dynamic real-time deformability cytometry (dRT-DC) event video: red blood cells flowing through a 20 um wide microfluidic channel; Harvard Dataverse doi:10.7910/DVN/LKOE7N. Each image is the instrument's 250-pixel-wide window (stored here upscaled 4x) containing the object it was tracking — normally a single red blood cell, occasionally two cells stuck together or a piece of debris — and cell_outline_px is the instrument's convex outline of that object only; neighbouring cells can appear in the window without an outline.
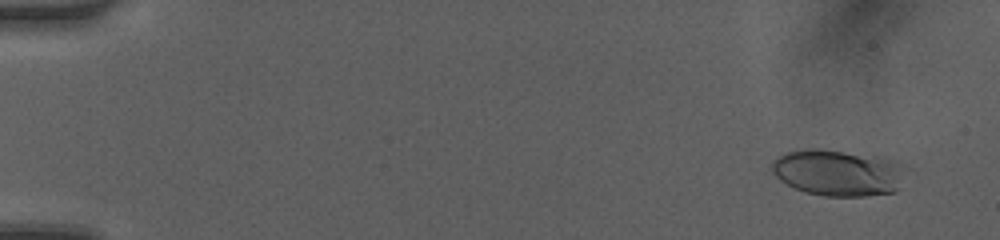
{"species": "human", "species_latin": "Homo sapiens", "temperature_condition": "room temperature", "stored_images_in_passage": 50, "camera_frame_rate_fps": 3000, "um_per_image_px": 0.085, "donor": {"sex": "female"}, "frame": {"image": 1, "passage_image": 4, "time_ms": 1.0, "image_size_px": [1000, 240], "cell_outline_px": [[904, 164], [896, 192], [864, 196], [824, 196], [804, 192], [780, 180], [772, 172], [772, 160], [776, 156], [784, 152], [804, 148], [816, 148], [884, 156], [900, 160]], "centroid_in_image_um": [71.22, 14.65], "position_along_channel_um": 13.8, "area_um2": 36.65}}
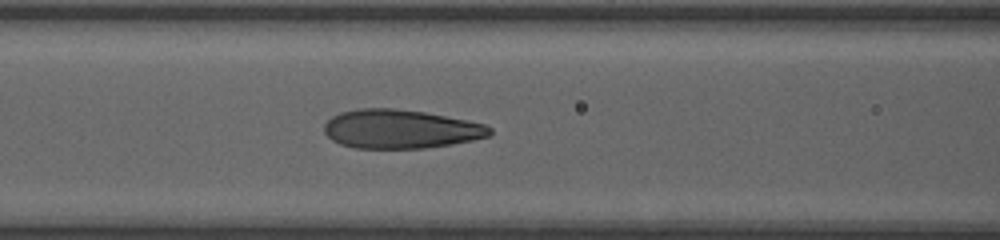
{"frame": {"image": 2, "passage_image": 23, "time_ms": 7.333, "image_size_px": [1000, 240], "cell_outline_px": [[492, 132], [488, 136], [472, 140], [452, 144], [424, 148], [356, 148], [340, 144], [332, 140], [324, 132], [324, 124], [332, 116], [340, 112], [356, 108], [392, 108], [424, 112], [468, 120], [484, 124], [492, 128]], "centroid_in_image_um": [34.02, 10.96], "position_along_channel_um": 132.6, "area_um2": 37.51}}
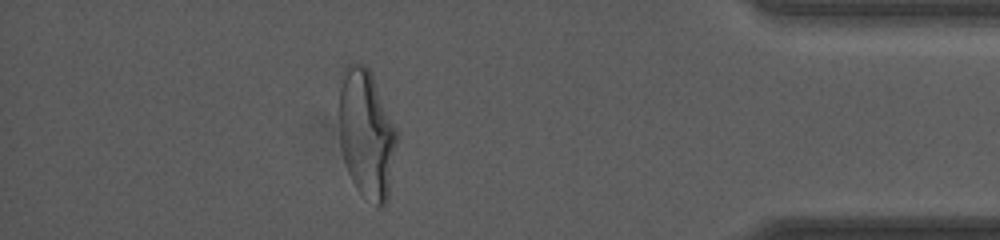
{"frame": {"image": 3, "passage_image": 45, "time_ms": 14.667, "image_size_px": [1000, 240], "cell_outline_px": [[396, 144], [388, 200], [380, 208], [360, 192], [356, 188], [348, 172], [340, 148], [340, 72], [344, 64], [356, 60], [360, 60], [368, 68], [372, 76], [396, 128]], "centroid_in_image_um": [31.12, 11.32], "position_along_channel_um": 404.1, "area_um2": 43.23}, "authors_computed_cell_mechanics": {"area_um2": 37.1365, "velocity_mm_per_s": 4.1896, "shape_relaxation_time_tau1_ms": 6.6258, "shape_relaxation_time_tau2_ms": null, "deformation_change_tau1": 0.258, "deformation_change_tau2": null}}